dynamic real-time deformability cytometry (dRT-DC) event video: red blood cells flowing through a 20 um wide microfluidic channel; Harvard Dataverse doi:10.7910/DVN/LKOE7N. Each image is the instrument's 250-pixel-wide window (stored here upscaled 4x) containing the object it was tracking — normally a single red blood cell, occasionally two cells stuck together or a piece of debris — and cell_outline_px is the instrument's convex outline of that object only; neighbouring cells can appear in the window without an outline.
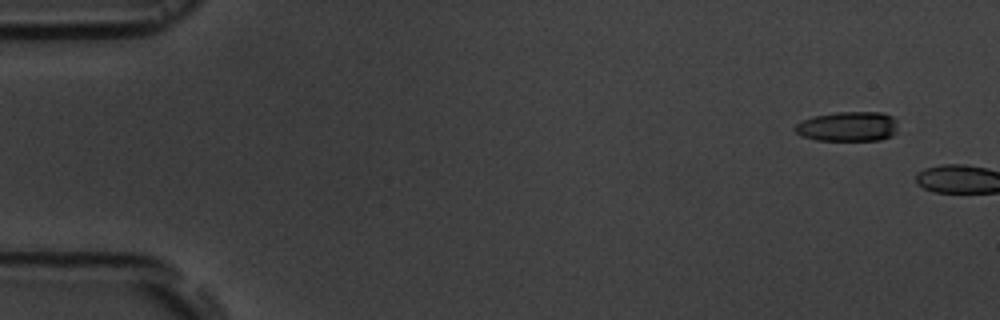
{"species": "common noctule bat (a hibernating species)", "species_latin": "Nyctalus noctula", "temperature_condition": "room temperature", "stored_images_in_passage": 4, "camera_frame_rate_fps": 3000, "um_per_image_px": 0.085, "animal": {"sex": "male", "body_mass_g": 19.5, "forearm_length_mm": 54.6}, "frame": {"image": 1, "passage_image": 1, "time_ms": 0.0, "image_size_px": [1000, 320], "cell_outline_px": [[896, 132], [892, 136], [880, 140], [816, 140], [800, 136], [792, 128], [796, 124], [812, 116], [836, 112], [884, 112], [892, 116], [896, 120]], "centroid_in_image_um": [72.06, 10.75], "position_along_channel_um": 12.9, "area_um2": 18.03}}